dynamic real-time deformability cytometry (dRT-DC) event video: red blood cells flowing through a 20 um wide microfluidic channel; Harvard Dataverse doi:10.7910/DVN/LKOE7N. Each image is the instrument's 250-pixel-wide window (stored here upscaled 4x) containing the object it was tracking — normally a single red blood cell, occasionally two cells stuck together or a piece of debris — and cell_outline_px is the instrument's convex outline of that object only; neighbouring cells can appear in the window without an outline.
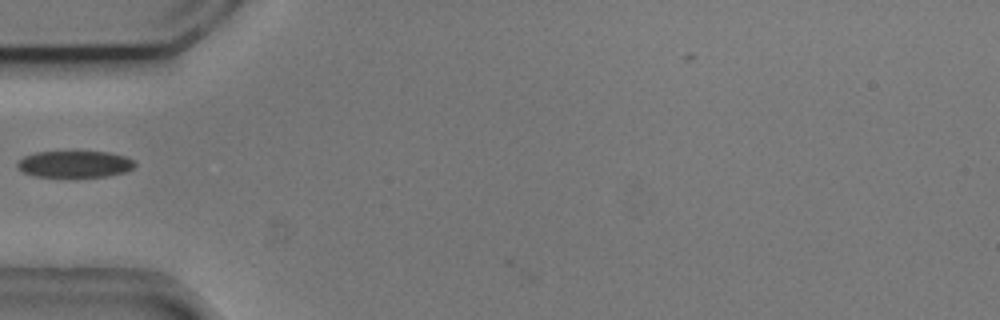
{"species": "common noctule bat (a hibernating species)", "species_latin": "Nyctalus noctula", "temperature_condition": "cold", "stored_images_in_passage": 30, "camera_frame_rate_fps": 3000, "um_per_image_px": 0.085, "animal": {"sex": "male", "body_mass_g": 20.5, "forearm_length_mm": 52.5}, "frame": {"image": 1, "passage_image": 1, "time_ms": 0.0, "image_size_px": [1000, 320], "cell_outline_px": [[136, 164], [132, 168], [124, 172], [108, 176], [32, 176], [24, 172], [16, 164], [24, 156], [36, 152], [72, 148], [108, 152], [124, 156], [136, 160]], "centroid_in_image_um": [6.37, 13.88], "position_along_channel_um": 78.6, "area_um2": 19.02}}